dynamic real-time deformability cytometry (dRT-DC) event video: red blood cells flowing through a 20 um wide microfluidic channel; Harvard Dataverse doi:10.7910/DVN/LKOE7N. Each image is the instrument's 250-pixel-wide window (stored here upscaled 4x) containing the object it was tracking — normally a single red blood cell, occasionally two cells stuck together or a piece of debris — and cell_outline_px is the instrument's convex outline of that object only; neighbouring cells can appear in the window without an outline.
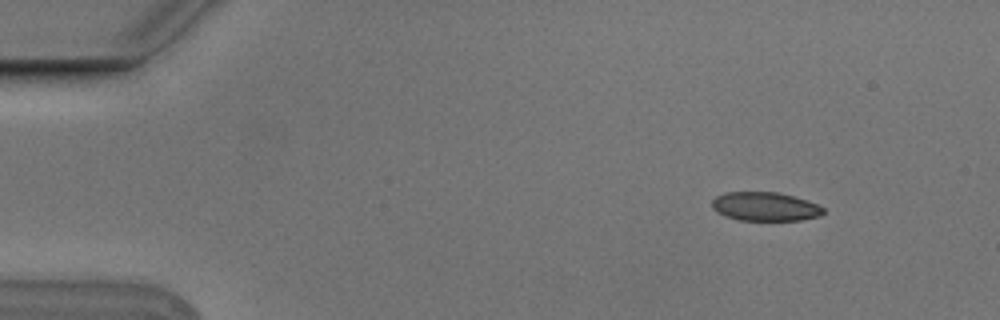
{"species": "Egyptian fruit bat (a non-hibernating species)", "species_latin": "Rousettus aegyptiacus", "temperature_condition": "cold", "stored_images_in_passage": 6, "camera_frame_rate_fps": 3000, "um_per_image_px": 0.085, "animal": {"sex": "male"}, "frame": {"image": 1, "passage_image": 2, "time_ms": 0.333, "image_size_px": [1000, 320], "cell_outline_px": [[824, 212], [820, 216], [800, 220], [740, 220], [724, 216], [716, 212], [712, 208], [712, 200], [716, 196], [724, 192], [776, 192], [792, 196], [816, 204], [824, 208]], "centroid_in_image_um": [64.98, 17.56], "position_along_channel_um": 20.0, "area_um2": 18.61}}